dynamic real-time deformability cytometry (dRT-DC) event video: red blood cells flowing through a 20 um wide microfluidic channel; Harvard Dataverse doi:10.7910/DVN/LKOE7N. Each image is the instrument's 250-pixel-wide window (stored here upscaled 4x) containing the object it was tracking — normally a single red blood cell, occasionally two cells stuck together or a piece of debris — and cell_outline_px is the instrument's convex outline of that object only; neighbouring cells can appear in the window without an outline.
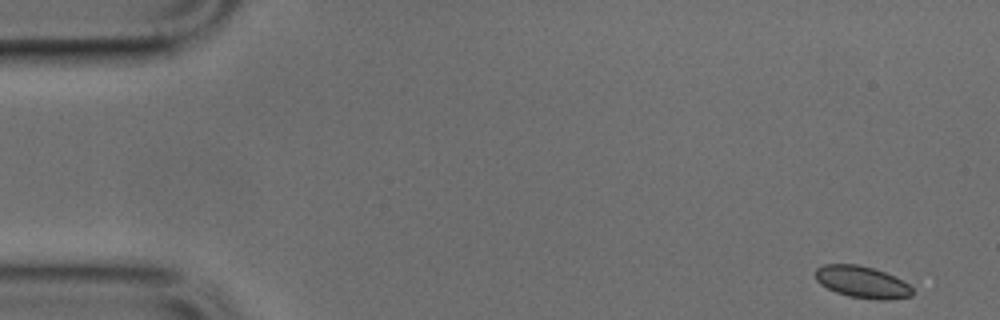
{"species": "common noctule bat (a hibernating species)", "species_latin": "Nyctalus noctula", "temperature_condition": "cold", "stored_images_in_passage": 28, "camera_frame_rate_fps": 3000, "um_per_image_px": 0.085, "animal": {"sex": "male", "body_mass_g": 17.9, "forearm_length_mm": 54.2}, "frame": {"image": 1, "passage_image": 1, "time_ms": 0.0, "image_size_px": [1000, 320], "cell_outline_px": [[912, 296], [888, 300], [876, 300], [848, 296], [836, 292], [820, 284], [816, 280], [816, 268], [824, 264], [856, 264], [872, 268], [884, 272], [908, 284], [912, 288]], "centroid_in_image_um": [73.26, 23.98], "position_along_channel_um": 11.7, "area_um2": 17.86}}
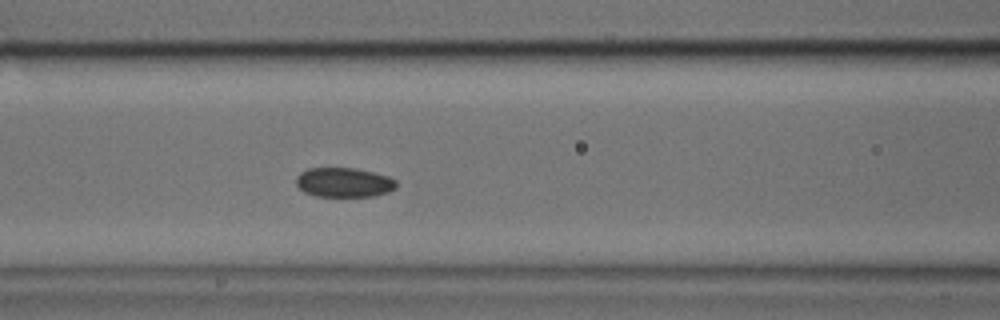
{"frame": {"image": 2, "passage_image": 19, "time_ms": 6.0, "image_size_px": [1000, 320], "cell_outline_px": [[396, 188], [388, 192], [372, 196], [316, 196], [304, 192], [296, 184], [296, 176], [300, 172], [308, 168], [356, 168], [388, 176], [396, 180]], "centroid_in_image_um": [29.22, 15.5], "position_along_channel_um": 137.4, "area_um2": 17.22}}
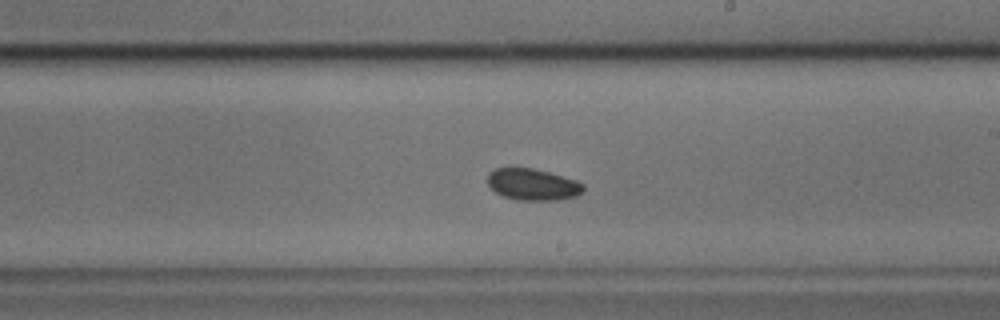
{"frame": {"image": 3, "passage_image": 27, "time_ms": 8.667, "image_size_px": [1000, 320], "cell_outline_px": [[584, 192], [576, 196], [556, 200], [516, 200], [504, 196], [496, 192], [488, 184], [488, 172], [496, 168], [532, 168], [548, 172], [576, 180], [584, 184]], "centroid_in_image_um": [45.3, 15.68], "position_along_channel_um": 243.7, "area_um2": 17.57}}